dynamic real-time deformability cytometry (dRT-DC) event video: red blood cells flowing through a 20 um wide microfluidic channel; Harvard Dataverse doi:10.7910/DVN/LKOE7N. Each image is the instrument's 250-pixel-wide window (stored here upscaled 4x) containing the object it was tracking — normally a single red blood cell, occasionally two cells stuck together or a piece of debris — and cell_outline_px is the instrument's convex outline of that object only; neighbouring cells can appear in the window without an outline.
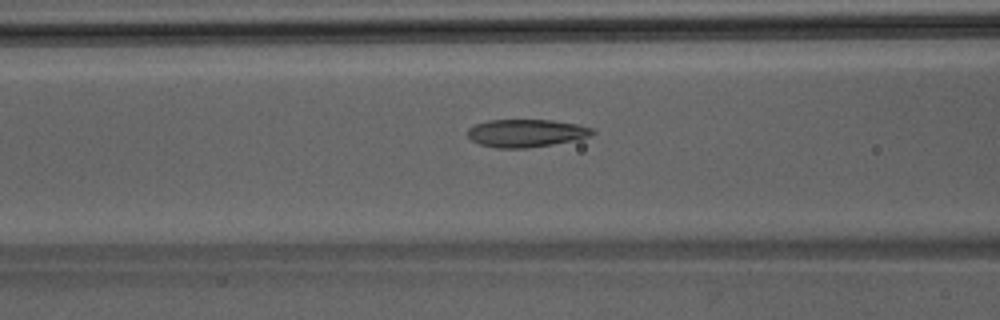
{"species": "Egyptian fruit bat (a non-hibernating species)", "species_latin": "Rousettus aegyptiacus", "temperature_condition": "room temperature", "stored_images_in_passage": 36, "camera_frame_rate_fps": 3000, "um_per_image_px": 0.085, "animal": {"sex": "male"}, "frame": {"image": 1, "passage_image": 11, "time_ms": 3.333, "image_size_px": [1000, 320], "cell_outline_px": [[596, 132], [588, 136], [572, 140], [552, 144], [528, 148], [496, 148], [480, 144], [472, 140], [468, 136], [468, 128], [476, 124], [488, 120], [552, 120], [576, 124], [592, 128]], "centroid_in_image_um": [44.69, 11.31], "position_along_channel_um": 121.9, "area_um2": 20.0}}
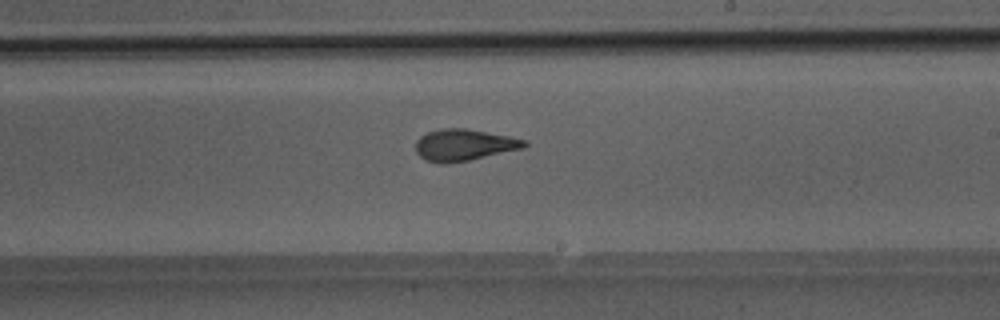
{"frame": {"image": 2, "passage_image": 20, "time_ms": 6.333, "image_size_px": [1000, 320], "cell_outline_px": [[528, 144], [524, 148], [468, 160], [444, 164], [440, 164], [424, 160], [416, 152], [416, 140], [420, 136], [428, 132], [444, 128], [464, 128], [508, 136], [528, 140]], "centroid_in_image_um": [39.43, 12.33], "position_along_channel_um": 249.6, "area_um2": 19.94}}
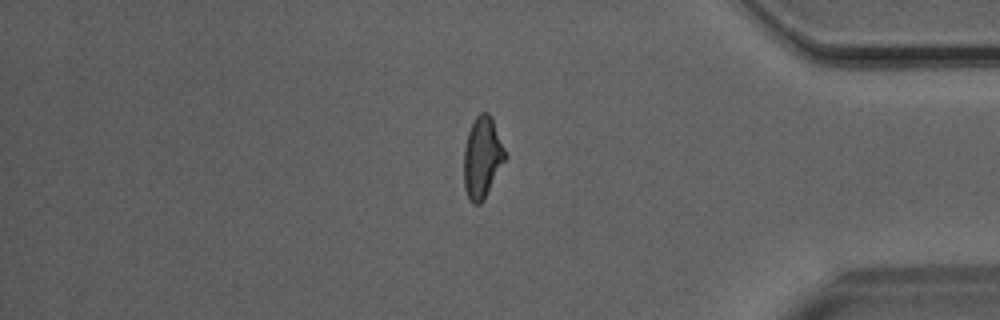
{"frame": {"image": 3, "passage_image": 32, "time_ms": 10.333, "image_size_px": [1000, 320], "cell_outline_px": [[508, 156], [484, 200], [480, 204], [472, 204], [468, 200], [464, 188], [464, 148], [468, 132], [476, 116], [480, 112], [488, 112], [492, 116], [508, 152]], "centroid_in_image_um": [41.03, 13.38], "position_along_channel_um": 394.2, "area_um2": 20.17}}